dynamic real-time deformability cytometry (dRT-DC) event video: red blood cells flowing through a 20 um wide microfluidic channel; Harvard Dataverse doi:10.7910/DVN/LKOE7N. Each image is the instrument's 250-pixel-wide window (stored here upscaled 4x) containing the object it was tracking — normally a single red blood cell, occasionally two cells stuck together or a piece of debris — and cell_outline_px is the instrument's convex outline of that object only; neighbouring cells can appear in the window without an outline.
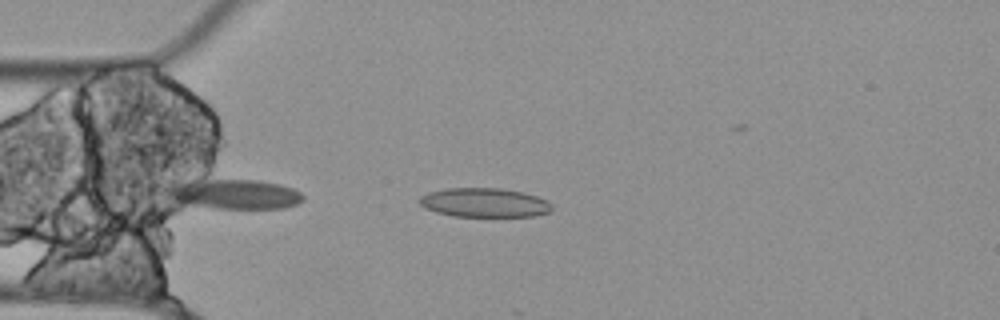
{"species": "Egyptian fruit bat (a non-hibernating species)", "species_latin": "Rousettus aegyptiacus", "temperature_condition": "cold", "stored_images_in_passage": 29, "camera_frame_rate_fps": 3000, "um_per_image_px": 0.085, "animal": {"sex": "female"}, "frame": {"image": 1, "passage_image": 2, "time_ms": 0.333, "image_size_px": [1000, 320], "cell_outline_px": [[552, 208], [548, 212], [536, 216], [452, 216], [436, 212], [424, 208], [420, 204], [420, 196], [428, 192], [448, 188], [500, 188], [520, 192], [536, 196], [548, 200], [552, 204]], "centroid_in_image_um": [41.16, 17.22], "position_along_channel_um": 43.8, "area_um2": 22.43}}
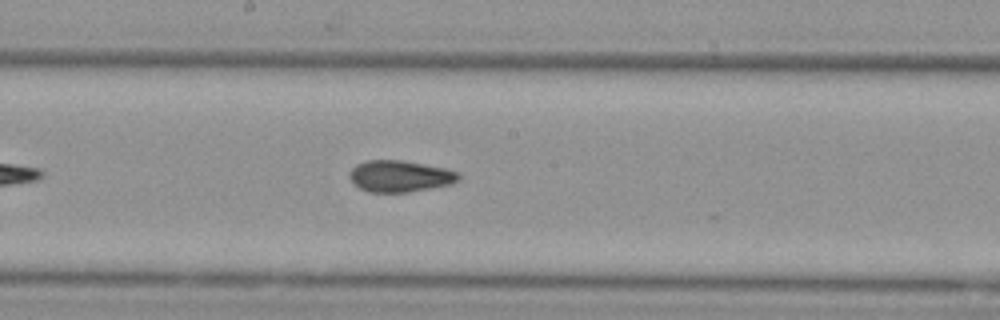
{"frame": {"image": 2, "passage_image": 17, "time_ms": 5.333, "image_size_px": [1000, 320], "cell_outline_px": [[460, 180], [452, 184], [408, 192], [368, 192], [360, 188], [348, 176], [348, 172], [356, 164], [368, 160], [400, 160], [448, 168], [456, 172], [460, 176]], "centroid_in_image_um": [34.0, 14.97], "position_along_channel_um": 214.2, "area_um2": 20.06}}
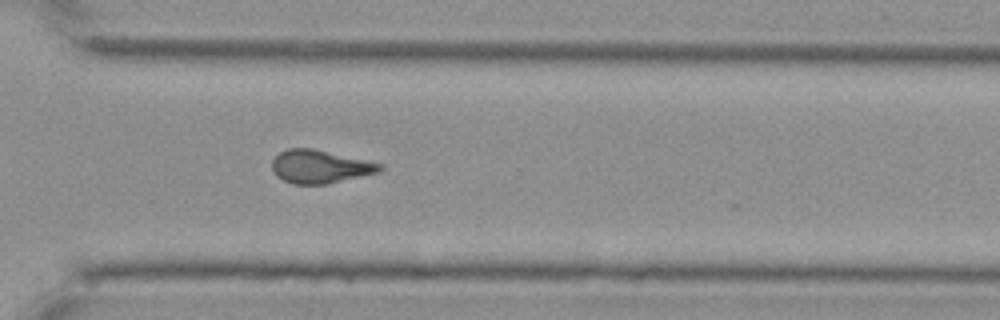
{"frame": {"image": 3, "passage_image": 28, "time_ms": 9.0, "image_size_px": [1000, 320], "cell_outline_px": [[384, 168], [380, 172], [328, 184], [292, 184], [276, 176], [272, 168], [272, 160], [280, 152], [288, 148], [312, 148], [384, 164]], "centroid_in_image_um": [27.22, 14.17], "position_along_channel_um": 343.4, "area_um2": 20.92}}